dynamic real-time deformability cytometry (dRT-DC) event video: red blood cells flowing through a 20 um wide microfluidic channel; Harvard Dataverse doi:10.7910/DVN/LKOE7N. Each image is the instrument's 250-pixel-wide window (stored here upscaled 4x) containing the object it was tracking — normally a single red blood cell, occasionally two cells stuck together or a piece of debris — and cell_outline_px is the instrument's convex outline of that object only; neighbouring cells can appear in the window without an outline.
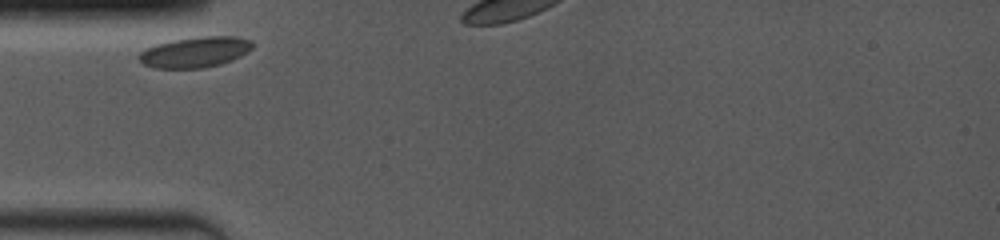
{"species": "common noctule bat (a hibernating species)", "species_latin": "Nyctalus noctula", "temperature_condition": "room temperature", "stored_images_in_passage": 10, "camera_frame_rate_fps": 4000, "um_per_image_px": 0.085, "animal": {"sex": "female", "body_mass_g": 19.0, "forearm_length_mm": 53.3}, "frame": {"image": 1, "passage_image": 1, "time_ms": 0.0, "image_size_px": [1000, 240], "cell_outline_px": [[252, 48], [248, 52], [232, 60], [220, 64], [204, 68], [152, 68], [144, 64], [136, 56], [140, 52], [156, 44], [172, 40], [204, 36], [236, 36], [252, 40]], "centroid_in_image_um": [16.59, 4.43], "position_along_channel_um": 68.4, "area_um2": 20.29}}
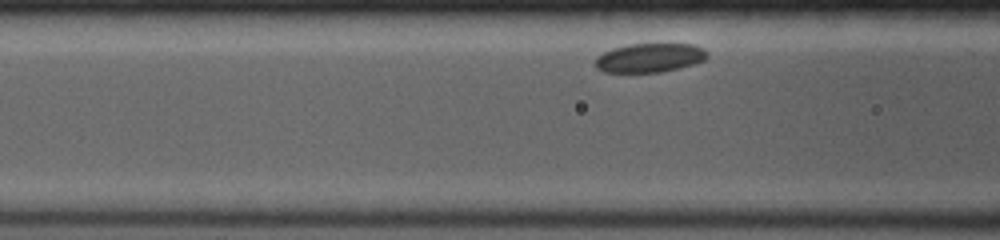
{"frame": {"image": 2, "passage_image": 6, "time_ms": 1.25, "image_size_px": [1000, 240], "cell_outline_px": [[708, 56], [704, 60], [680, 68], [660, 72], [604, 72], [596, 68], [596, 56], [612, 48], [628, 44], [668, 40], [692, 44], [700, 48]], "centroid_in_image_um": [55.22, 4.85], "position_along_channel_um": 111.4, "area_um2": 19.65}}